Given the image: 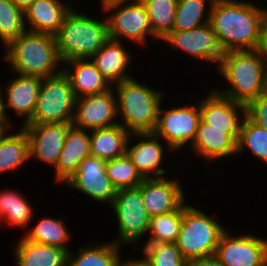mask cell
<instances>
[{
    "instance_id": "cell-26",
    "label": "cell",
    "mask_w": 267,
    "mask_h": 266,
    "mask_svg": "<svg viewBox=\"0 0 267 266\" xmlns=\"http://www.w3.org/2000/svg\"><path fill=\"white\" fill-rule=\"evenodd\" d=\"M90 153L103 160H112L126 154L130 132L117 124L90 131Z\"/></svg>"
},
{
    "instance_id": "cell-31",
    "label": "cell",
    "mask_w": 267,
    "mask_h": 266,
    "mask_svg": "<svg viewBox=\"0 0 267 266\" xmlns=\"http://www.w3.org/2000/svg\"><path fill=\"white\" fill-rule=\"evenodd\" d=\"M213 1L214 0H177L175 21L172 31L190 30L209 23ZM207 6L208 9H206Z\"/></svg>"
},
{
    "instance_id": "cell-6",
    "label": "cell",
    "mask_w": 267,
    "mask_h": 266,
    "mask_svg": "<svg viewBox=\"0 0 267 266\" xmlns=\"http://www.w3.org/2000/svg\"><path fill=\"white\" fill-rule=\"evenodd\" d=\"M224 230L225 227L213 217L185 202L182 225L175 243L186 259L212 256Z\"/></svg>"
},
{
    "instance_id": "cell-9",
    "label": "cell",
    "mask_w": 267,
    "mask_h": 266,
    "mask_svg": "<svg viewBox=\"0 0 267 266\" xmlns=\"http://www.w3.org/2000/svg\"><path fill=\"white\" fill-rule=\"evenodd\" d=\"M113 12L112 13H110ZM110 15L107 18L109 38L117 41L130 39L133 43L147 44L151 36V44H158V38L153 34L147 8L142 1L114 5L104 10ZM155 41V42H153Z\"/></svg>"
},
{
    "instance_id": "cell-20",
    "label": "cell",
    "mask_w": 267,
    "mask_h": 266,
    "mask_svg": "<svg viewBox=\"0 0 267 266\" xmlns=\"http://www.w3.org/2000/svg\"><path fill=\"white\" fill-rule=\"evenodd\" d=\"M60 0H36L24 10L28 31L56 35L73 6Z\"/></svg>"
},
{
    "instance_id": "cell-30",
    "label": "cell",
    "mask_w": 267,
    "mask_h": 266,
    "mask_svg": "<svg viewBox=\"0 0 267 266\" xmlns=\"http://www.w3.org/2000/svg\"><path fill=\"white\" fill-rule=\"evenodd\" d=\"M61 219L42 217L32 229L24 234V238L43 245H51L70 251L68 242L71 240L67 225Z\"/></svg>"
},
{
    "instance_id": "cell-24",
    "label": "cell",
    "mask_w": 267,
    "mask_h": 266,
    "mask_svg": "<svg viewBox=\"0 0 267 266\" xmlns=\"http://www.w3.org/2000/svg\"><path fill=\"white\" fill-rule=\"evenodd\" d=\"M131 53L121 41L109 39L91 60L102 76L113 86L132 78L126 72L133 56Z\"/></svg>"
},
{
    "instance_id": "cell-25",
    "label": "cell",
    "mask_w": 267,
    "mask_h": 266,
    "mask_svg": "<svg viewBox=\"0 0 267 266\" xmlns=\"http://www.w3.org/2000/svg\"><path fill=\"white\" fill-rule=\"evenodd\" d=\"M16 266H67L68 252L60 247L28 241L13 244Z\"/></svg>"
},
{
    "instance_id": "cell-27",
    "label": "cell",
    "mask_w": 267,
    "mask_h": 266,
    "mask_svg": "<svg viewBox=\"0 0 267 266\" xmlns=\"http://www.w3.org/2000/svg\"><path fill=\"white\" fill-rule=\"evenodd\" d=\"M86 245L80 247L77 254L72 250L68 252L67 266H120L122 245L113 241Z\"/></svg>"
},
{
    "instance_id": "cell-39",
    "label": "cell",
    "mask_w": 267,
    "mask_h": 266,
    "mask_svg": "<svg viewBox=\"0 0 267 266\" xmlns=\"http://www.w3.org/2000/svg\"><path fill=\"white\" fill-rule=\"evenodd\" d=\"M185 266H223L215 255L187 259Z\"/></svg>"
},
{
    "instance_id": "cell-5",
    "label": "cell",
    "mask_w": 267,
    "mask_h": 266,
    "mask_svg": "<svg viewBox=\"0 0 267 266\" xmlns=\"http://www.w3.org/2000/svg\"><path fill=\"white\" fill-rule=\"evenodd\" d=\"M72 8L55 35L62 62L91 59L110 39L107 18L93 19Z\"/></svg>"
},
{
    "instance_id": "cell-10",
    "label": "cell",
    "mask_w": 267,
    "mask_h": 266,
    "mask_svg": "<svg viewBox=\"0 0 267 266\" xmlns=\"http://www.w3.org/2000/svg\"><path fill=\"white\" fill-rule=\"evenodd\" d=\"M158 111V122L154 133L162 138L169 152L180 151L191 145L195 138L201 111L199 101L195 105H183L169 110Z\"/></svg>"
},
{
    "instance_id": "cell-42",
    "label": "cell",
    "mask_w": 267,
    "mask_h": 266,
    "mask_svg": "<svg viewBox=\"0 0 267 266\" xmlns=\"http://www.w3.org/2000/svg\"><path fill=\"white\" fill-rule=\"evenodd\" d=\"M3 95L4 94L2 92V89L0 88V126H12L8 122V119L6 118L5 115Z\"/></svg>"
},
{
    "instance_id": "cell-1",
    "label": "cell",
    "mask_w": 267,
    "mask_h": 266,
    "mask_svg": "<svg viewBox=\"0 0 267 266\" xmlns=\"http://www.w3.org/2000/svg\"><path fill=\"white\" fill-rule=\"evenodd\" d=\"M209 23L223 52L267 47V9L240 0H214Z\"/></svg>"
},
{
    "instance_id": "cell-36",
    "label": "cell",
    "mask_w": 267,
    "mask_h": 266,
    "mask_svg": "<svg viewBox=\"0 0 267 266\" xmlns=\"http://www.w3.org/2000/svg\"><path fill=\"white\" fill-rule=\"evenodd\" d=\"M26 30L24 11L12 0H0V39L5 47Z\"/></svg>"
},
{
    "instance_id": "cell-22",
    "label": "cell",
    "mask_w": 267,
    "mask_h": 266,
    "mask_svg": "<svg viewBox=\"0 0 267 266\" xmlns=\"http://www.w3.org/2000/svg\"><path fill=\"white\" fill-rule=\"evenodd\" d=\"M190 147L194 153L210 163L237 154V142L226 130L213 129L202 119Z\"/></svg>"
},
{
    "instance_id": "cell-28",
    "label": "cell",
    "mask_w": 267,
    "mask_h": 266,
    "mask_svg": "<svg viewBox=\"0 0 267 266\" xmlns=\"http://www.w3.org/2000/svg\"><path fill=\"white\" fill-rule=\"evenodd\" d=\"M15 134L6 130L0 137V174L14 171L30 160L29 138L20 127Z\"/></svg>"
},
{
    "instance_id": "cell-12",
    "label": "cell",
    "mask_w": 267,
    "mask_h": 266,
    "mask_svg": "<svg viewBox=\"0 0 267 266\" xmlns=\"http://www.w3.org/2000/svg\"><path fill=\"white\" fill-rule=\"evenodd\" d=\"M113 89L112 87L103 93L76 98L72 125L91 131L119 124L116 120L118 119L117 97Z\"/></svg>"
},
{
    "instance_id": "cell-44",
    "label": "cell",
    "mask_w": 267,
    "mask_h": 266,
    "mask_svg": "<svg viewBox=\"0 0 267 266\" xmlns=\"http://www.w3.org/2000/svg\"><path fill=\"white\" fill-rule=\"evenodd\" d=\"M14 126H0V137L2 136V134L6 131V130H11V128Z\"/></svg>"
},
{
    "instance_id": "cell-41",
    "label": "cell",
    "mask_w": 267,
    "mask_h": 266,
    "mask_svg": "<svg viewBox=\"0 0 267 266\" xmlns=\"http://www.w3.org/2000/svg\"><path fill=\"white\" fill-rule=\"evenodd\" d=\"M138 1H141V0H101L100 4L102 7V11H104L106 8H109V7L114 6V5L134 3V2H138Z\"/></svg>"
},
{
    "instance_id": "cell-2",
    "label": "cell",
    "mask_w": 267,
    "mask_h": 266,
    "mask_svg": "<svg viewBox=\"0 0 267 266\" xmlns=\"http://www.w3.org/2000/svg\"><path fill=\"white\" fill-rule=\"evenodd\" d=\"M217 69L230 87L216 91L234 102L246 105L267 91V47L225 52Z\"/></svg>"
},
{
    "instance_id": "cell-21",
    "label": "cell",
    "mask_w": 267,
    "mask_h": 266,
    "mask_svg": "<svg viewBox=\"0 0 267 266\" xmlns=\"http://www.w3.org/2000/svg\"><path fill=\"white\" fill-rule=\"evenodd\" d=\"M85 129L71 126L59 155L57 165L55 167V182L60 184L69 179L79 168L80 163L90 153V133Z\"/></svg>"
},
{
    "instance_id": "cell-16",
    "label": "cell",
    "mask_w": 267,
    "mask_h": 266,
    "mask_svg": "<svg viewBox=\"0 0 267 266\" xmlns=\"http://www.w3.org/2000/svg\"><path fill=\"white\" fill-rule=\"evenodd\" d=\"M163 41L169 43L173 50L180 49L199 61L212 62L217 66L224 54L210 23L190 30L172 31Z\"/></svg>"
},
{
    "instance_id": "cell-35",
    "label": "cell",
    "mask_w": 267,
    "mask_h": 266,
    "mask_svg": "<svg viewBox=\"0 0 267 266\" xmlns=\"http://www.w3.org/2000/svg\"><path fill=\"white\" fill-rule=\"evenodd\" d=\"M250 151L267 164V129L251 122L246 116L242 122L237 142V154Z\"/></svg>"
},
{
    "instance_id": "cell-4",
    "label": "cell",
    "mask_w": 267,
    "mask_h": 266,
    "mask_svg": "<svg viewBox=\"0 0 267 266\" xmlns=\"http://www.w3.org/2000/svg\"><path fill=\"white\" fill-rule=\"evenodd\" d=\"M113 87L117 94L118 118L122 117L119 124L130 133L154 132L165 92L143 85L134 77Z\"/></svg>"
},
{
    "instance_id": "cell-14",
    "label": "cell",
    "mask_w": 267,
    "mask_h": 266,
    "mask_svg": "<svg viewBox=\"0 0 267 266\" xmlns=\"http://www.w3.org/2000/svg\"><path fill=\"white\" fill-rule=\"evenodd\" d=\"M199 108L201 119L205 123L213 129L226 130V133L238 142L245 118V105L234 102L212 89L206 98H200Z\"/></svg>"
},
{
    "instance_id": "cell-8",
    "label": "cell",
    "mask_w": 267,
    "mask_h": 266,
    "mask_svg": "<svg viewBox=\"0 0 267 266\" xmlns=\"http://www.w3.org/2000/svg\"><path fill=\"white\" fill-rule=\"evenodd\" d=\"M110 208L113 209L118 225V237L112 241L136 249L141 237L147 234L150 216L143 203L139 187L118 190Z\"/></svg>"
},
{
    "instance_id": "cell-23",
    "label": "cell",
    "mask_w": 267,
    "mask_h": 266,
    "mask_svg": "<svg viewBox=\"0 0 267 266\" xmlns=\"http://www.w3.org/2000/svg\"><path fill=\"white\" fill-rule=\"evenodd\" d=\"M63 66L62 71L69 78L76 98L103 93L113 87L91 59L69 60Z\"/></svg>"
},
{
    "instance_id": "cell-34",
    "label": "cell",
    "mask_w": 267,
    "mask_h": 266,
    "mask_svg": "<svg viewBox=\"0 0 267 266\" xmlns=\"http://www.w3.org/2000/svg\"><path fill=\"white\" fill-rule=\"evenodd\" d=\"M105 170L117 191L138 187L144 179L127 154L106 161Z\"/></svg>"
},
{
    "instance_id": "cell-15",
    "label": "cell",
    "mask_w": 267,
    "mask_h": 266,
    "mask_svg": "<svg viewBox=\"0 0 267 266\" xmlns=\"http://www.w3.org/2000/svg\"><path fill=\"white\" fill-rule=\"evenodd\" d=\"M72 123H40L21 126L29 138L30 158L55 169Z\"/></svg>"
},
{
    "instance_id": "cell-33",
    "label": "cell",
    "mask_w": 267,
    "mask_h": 266,
    "mask_svg": "<svg viewBox=\"0 0 267 266\" xmlns=\"http://www.w3.org/2000/svg\"><path fill=\"white\" fill-rule=\"evenodd\" d=\"M148 12L153 34L163 40L169 33L175 21L177 0H141Z\"/></svg>"
},
{
    "instance_id": "cell-37",
    "label": "cell",
    "mask_w": 267,
    "mask_h": 266,
    "mask_svg": "<svg viewBox=\"0 0 267 266\" xmlns=\"http://www.w3.org/2000/svg\"><path fill=\"white\" fill-rule=\"evenodd\" d=\"M138 247L135 250H140L152 266H185L187 259L176 243H148Z\"/></svg>"
},
{
    "instance_id": "cell-32",
    "label": "cell",
    "mask_w": 267,
    "mask_h": 266,
    "mask_svg": "<svg viewBox=\"0 0 267 266\" xmlns=\"http://www.w3.org/2000/svg\"><path fill=\"white\" fill-rule=\"evenodd\" d=\"M183 219V205L176 211L150 217L145 244L175 243L180 233Z\"/></svg>"
},
{
    "instance_id": "cell-7",
    "label": "cell",
    "mask_w": 267,
    "mask_h": 266,
    "mask_svg": "<svg viewBox=\"0 0 267 266\" xmlns=\"http://www.w3.org/2000/svg\"><path fill=\"white\" fill-rule=\"evenodd\" d=\"M76 97L69 78L62 71L42 78L36 107L26 124L72 123Z\"/></svg>"
},
{
    "instance_id": "cell-38",
    "label": "cell",
    "mask_w": 267,
    "mask_h": 266,
    "mask_svg": "<svg viewBox=\"0 0 267 266\" xmlns=\"http://www.w3.org/2000/svg\"><path fill=\"white\" fill-rule=\"evenodd\" d=\"M245 116L251 122L267 129V91L245 105Z\"/></svg>"
},
{
    "instance_id": "cell-13",
    "label": "cell",
    "mask_w": 267,
    "mask_h": 266,
    "mask_svg": "<svg viewBox=\"0 0 267 266\" xmlns=\"http://www.w3.org/2000/svg\"><path fill=\"white\" fill-rule=\"evenodd\" d=\"M105 165L106 160L90 155L80 163L78 170L64 184L94 201L110 206L117 190L107 176Z\"/></svg>"
},
{
    "instance_id": "cell-3",
    "label": "cell",
    "mask_w": 267,
    "mask_h": 266,
    "mask_svg": "<svg viewBox=\"0 0 267 266\" xmlns=\"http://www.w3.org/2000/svg\"><path fill=\"white\" fill-rule=\"evenodd\" d=\"M4 48L3 58L15 74L46 78L62 72L54 35L26 30Z\"/></svg>"
},
{
    "instance_id": "cell-29",
    "label": "cell",
    "mask_w": 267,
    "mask_h": 266,
    "mask_svg": "<svg viewBox=\"0 0 267 266\" xmlns=\"http://www.w3.org/2000/svg\"><path fill=\"white\" fill-rule=\"evenodd\" d=\"M33 210L28 200L17 191L0 192V222L23 229L33 220Z\"/></svg>"
},
{
    "instance_id": "cell-19",
    "label": "cell",
    "mask_w": 267,
    "mask_h": 266,
    "mask_svg": "<svg viewBox=\"0 0 267 266\" xmlns=\"http://www.w3.org/2000/svg\"><path fill=\"white\" fill-rule=\"evenodd\" d=\"M17 76L11 81L9 80L4 88V110L10 124L13 123L6 113L7 109H12L17 117L23 118L24 122L21 125L23 126L34 113L42 78L21 74H17Z\"/></svg>"
},
{
    "instance_id": "cell-40",
    "label": "cell",
    "mask_w": 267,
    "mask_h": 266,
    "mask_svg": "<svg viewBox=\"0 0 267 266\" xmlns=\"http://www.w3.org/2000/svg\"><path fill=\"white\" fill-rule=\"evenodd\" d=\"M143 257L140 259H128L126 261L121 260L120 266H152V264L147 260V258L145 256Z\"/></svg>"
},
{
    "instance_id": "cell-17",
    "label": "cell",
    "mask_w": 267,
    "mask_h": 266,
    "mask_svg": "<svg viewBox=\"0 0 267 266\" xmlns=\"http://www.w3.org/2000/svg\"><path fill=\"white\" fill-rule=\"evenodd\" d=\"M150 217L178 210L185 202L184 187L176 179L144 178L138 185Z\"/></svg>"
},
{
    "instance_id": "cell-18",
    "label": "cell",
    "mask_w": 267,
    "mask_h": 266,
    "mask_svg": "<svg viewBox=\"0 0 267 266\" xmlns=\"http://www.w3.org/2000/svg\"><path fill=\"white\" fill-rule=\"evenodd\" d=\"M134 137L140 138V141L130 145L129 142ZM161 141L163 139L154 132L131 133L129 136L126 154L130 157L143 178L165 177L167 171L162 169L161 165L165 157V145L161 144ZM151 173H154L155 176H152Z\"/></svg>"
},
{
    "instance_id": "cell-11",
    "label": "cell",
    "mask_w": 267,
    "mask_h": 266,
    "mask_svg": "<svg viewBox=\"0 0 267 266\" xmlns=\"http://www.w3.org/2000/svg\"><path fill=\"white\" fill-rule=\"evenodd\" d=\"M215 256L223 266H267V240L245 233L233 236L226 229Z\"/></svg>"
},
{
    "instance_id": "cell-43",
    "label": "cell",
    "mask_w": 267,
    "mask_h": 266,
    "mask_svg": "<svg viewBox=\"0 0 267 266\" xmlns=\"http://www.w3.org/2000/svg\"><path fill=\"white\" fill-rule=\"evenodd\" d=\"M21 10H26L36 0H12Z\"/></svg>"
}]
</instances>
